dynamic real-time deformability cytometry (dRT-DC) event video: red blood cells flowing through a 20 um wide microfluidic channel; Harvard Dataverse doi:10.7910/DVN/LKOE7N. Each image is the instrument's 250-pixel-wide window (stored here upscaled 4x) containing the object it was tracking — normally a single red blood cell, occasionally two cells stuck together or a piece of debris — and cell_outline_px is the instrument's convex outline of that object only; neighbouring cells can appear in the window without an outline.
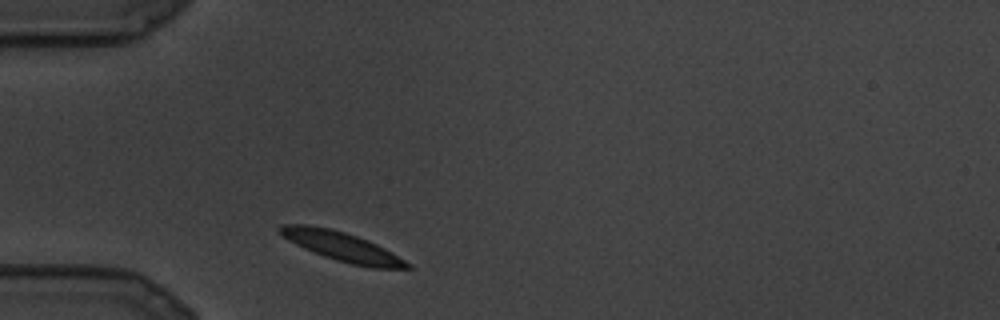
{"species": "common noctule bat (a hibernating species)", "species_latin": "Nyctalus noctula", "temperature_condition": "cold", "stored_images_in_passage": 21, "camera_frame_rate_fps": 3000, "um_per_image_px": 0.085, "animal": {"sex": "male", "body_mass_g": 19.5, "forearm_length_mm": 54.6}, "frame": {"image": 1, "passage_image": 1, "time_ms": 0.0, "image_size_px": [1000, 320], "cell_outline_px": [[412, 268], [372, 268], [352, 264], [336, 260], [324, 256], [304, 248], [288, 240], [276, 228], [280, 224], [308, 224], [332, 228], [368, 240], [384, 248], [412, 264]], "centroid_in_image_um": [29.05, 20.94], "position_along_channel_um": 55.9, "area_um2": 21.56}}
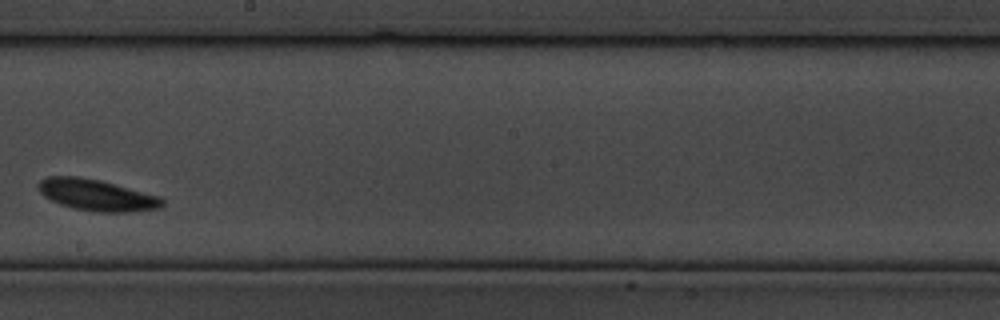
{"frame": {"image": 2, "passage_image": 10, "time_ms": 3.0, "image_size_px": [1000, 320], "cell_outline_px": [[164, 204], [160, 208], [132, 212], [100, 212], [72, 208], [60, 204], [44, 196], [36, 188], [36, 184], [40, 180], [48, 176], [76, 176], [100, 180], [160, 196], [164, 200]], "centroid_in_image_um": [8.21, 16.58], "position_along_channel_um": 240.0, "area_um2": 22.77}}
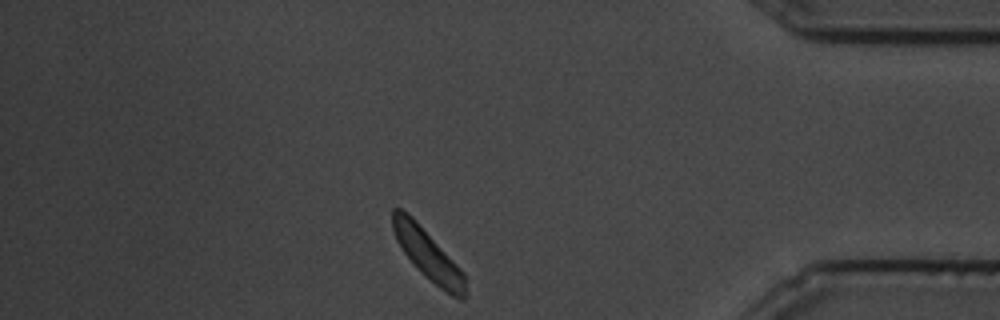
{"frame": {"image": 3, "passage_image": 18, "time_ms": 5.667, "image_size_px": [1000, 320], "cell_outline_px": [[468, 296], [464, 300], [460, 300], [452, 296], [440, 288], [424, 276], [416, 268], [404, 252], [396, 240], [392, 228], [392, 208], [400, 208], [408, 212], [416, 220], [464, 272], [468, 292]], "centroid_in_image_um": [36.4, 21.68], "position_along_channel_um": 398.8, "area_um2": 21.56}}